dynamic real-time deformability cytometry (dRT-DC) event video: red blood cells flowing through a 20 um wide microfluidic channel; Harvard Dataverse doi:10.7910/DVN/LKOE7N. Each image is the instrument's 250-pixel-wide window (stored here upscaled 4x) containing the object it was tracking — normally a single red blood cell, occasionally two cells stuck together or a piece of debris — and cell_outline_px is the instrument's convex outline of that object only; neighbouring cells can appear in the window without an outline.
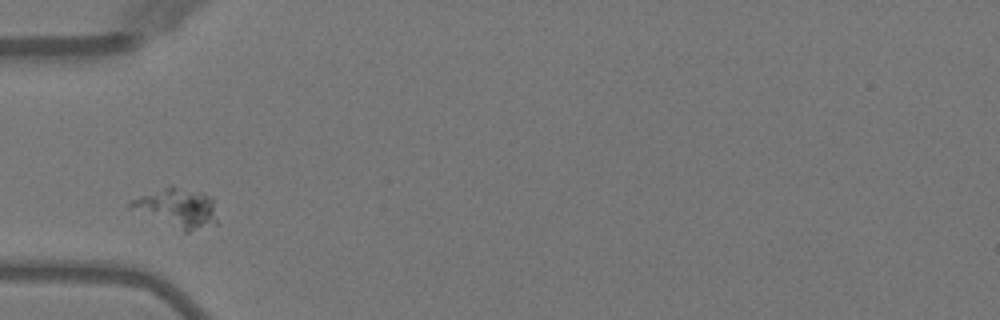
{"species": "Egyptian fruit bat (a non-hibernating species)", "species_latin": "Rousettus aegyptiacus", "temperature_condition": "warm", "stored_images_in_passage": 7, "camera_frame_rate_fps": 3000, "um_per_image_px": 0.085, "animal": {"sex": "female"}, "frame": {"image": 1, "passage_image": 6, "time_ms": 6.0, "image_size_px": [1000, 320], "cell_outline_px": [[216, 224], [188, 232], [184, 232], [128, 208], [128, 204], [132, 200], [140, 196], [168, 184], [172, 184], [200, 192], [208, 196], [212, 200], [216, 220]], "centroid_in_image_um": [15.02, 17.65], "position_along_channel_um": 70.0, "area_um2": 19.77}}
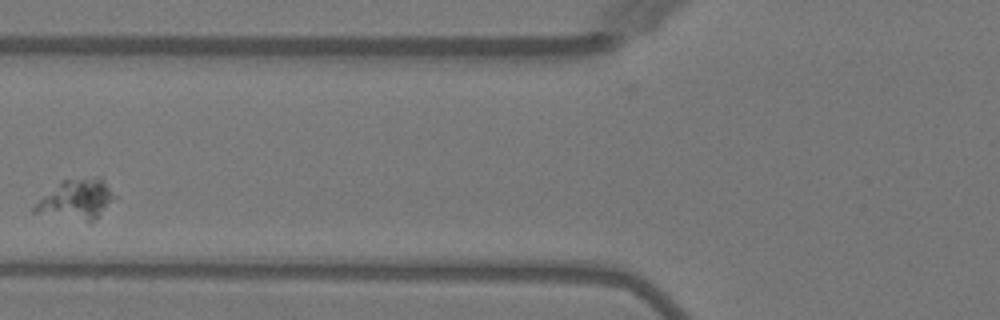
{"frame": {"image": 2, "passage_image": 7, "time_ms": 7.333, "image_size_px": [1000, 320], "cell_outline_px": [[116, 200], [92, 224], [88, 224], [32, 212], [32, 208], [60, 180], [100, 176], [104, 180], [116, 196]], "centroid_in_image_um": [6.56, 16.99], "position_along_channel_um": 119.2, "area_um2": 19.31}}